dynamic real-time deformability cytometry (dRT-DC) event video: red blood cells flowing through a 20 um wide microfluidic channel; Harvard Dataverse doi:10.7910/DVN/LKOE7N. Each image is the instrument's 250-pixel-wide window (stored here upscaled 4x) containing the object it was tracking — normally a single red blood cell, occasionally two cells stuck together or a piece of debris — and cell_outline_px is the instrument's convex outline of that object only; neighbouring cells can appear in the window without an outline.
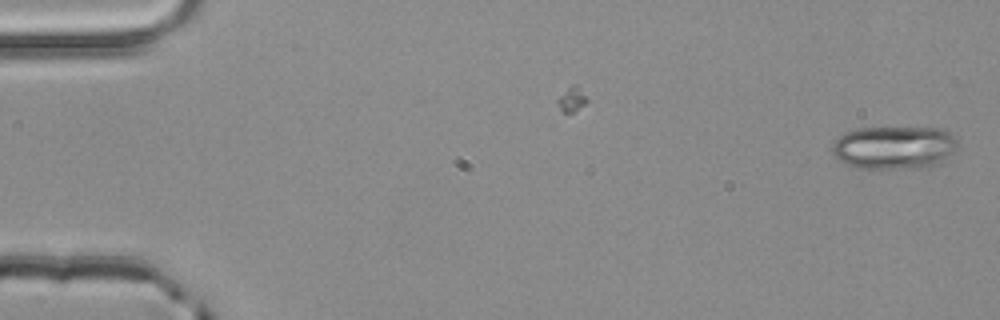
{"species": "common noctule bat (a hibernating species)", "species_latin": "Nyctalus noctula", "temperature_condition": "room temperature", "stored_images_in_passage": 2, "camera_frame_rate_fps": 3000, "um_per_image_px": 0.085, "animal": {"sex": "male", "body_mass_g": 20.4}, "frame": {"image": 1, "passage_image": 2, "time_ms": 0.333, "image_size_px": [1000, 320], "cell_outline_px": [[956, 148], [940, 164], [920, 168], [860, 168], [848, 164], [840, 160], [832, 152], [832, 144], [844, 132], [856, 128], [944, 128], [956, 136]], "centroid_in_image_um": [76.03, 12.52], "position_along_channel_um": 9.0, "area_um2": 31.56}}